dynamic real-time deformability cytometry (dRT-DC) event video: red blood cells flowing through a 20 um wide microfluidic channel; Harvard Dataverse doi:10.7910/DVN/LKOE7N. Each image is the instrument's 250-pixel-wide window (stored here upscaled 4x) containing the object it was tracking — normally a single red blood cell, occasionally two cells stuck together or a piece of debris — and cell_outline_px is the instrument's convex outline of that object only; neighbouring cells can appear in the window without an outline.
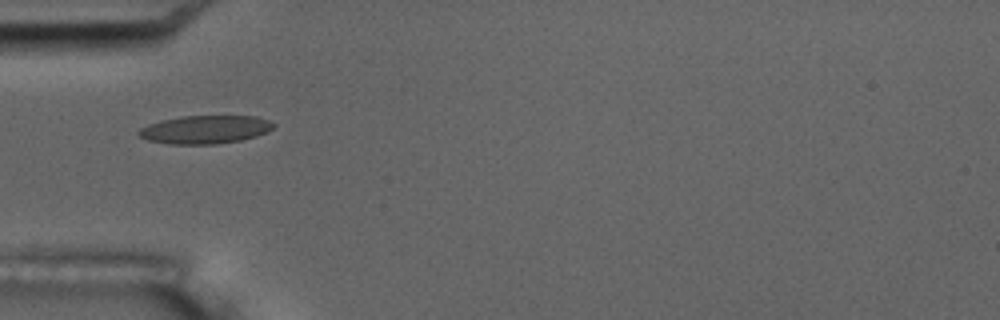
{"species": "common noctule bat (a hibernating species)", "species_latin": "Nyctalus noctula", "temperature_condition": "room temperature", "stored_images_in_passage": 17, "camera_frame_rate_fps": 3000, "um_per_image_px": 0.085, "animal": {"sex": "male", "body_mass_g": 17.5, "forearm_length_mm": 52.3}, "frame": {"image": 1, "passage_image": 6, "time_ms": 5.667, "image_size_px": [1000, 320], "cell_outline_px": [[276, 124], [268, 132], [256, 136], [240, 140], [216, 144], [168, 144], [148, 140], [140, 136], [136, 132], [140, 128], [148, 124], [160, 120], [180, 116], [256, 116], [268, 120]], "centroid_in_image_um": [17.42, 11.0], "position_along_channel_um": 67.6, "area_um2": 22.25}, "authors_computed_cell_mechanics": {"area_um2": 21.1548, "velocity_mm_per_s": 3.5194, "shape_relaxation_time_tau1_ms": 6.7312, "shape_relaxation_time_tau2_ms": 1.4751, "deformation_change_tau1": 0.175, "deformation_change_tau2": 0.0662}}